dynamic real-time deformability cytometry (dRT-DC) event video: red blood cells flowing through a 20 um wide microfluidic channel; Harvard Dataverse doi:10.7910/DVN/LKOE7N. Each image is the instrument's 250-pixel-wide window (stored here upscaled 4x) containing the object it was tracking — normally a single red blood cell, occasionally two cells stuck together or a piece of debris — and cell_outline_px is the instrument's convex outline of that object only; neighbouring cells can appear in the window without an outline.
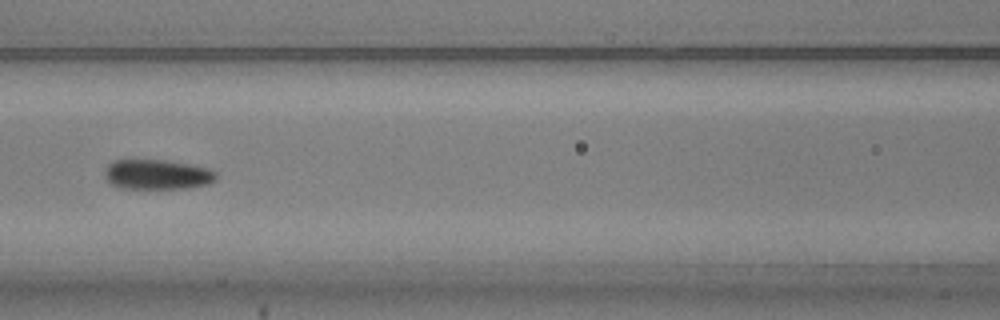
{"species": "common noctule bat (a hibernating species)", "species_latin": "Nyctalus noctula", "temperature_condition": "warm", "stored_images_in_passage": 7, "camera_frame_rate_fps": 3000, "um_per_image_px": 0.085, "animal": {"sex": "male", "body_mass_g": 20.5, "forearm_length_mm": 52.5}, "frame": {"image": 1, "passage_image": 7, "time_ms": 2.0, "image_size_px": [1000, 320], "cell_outline_px": [[216, 180], [208, 184], [188, 188], [120, 188], [112, 184], [104, 176], [104, 168], [112, 160], [168, 160], [208, 168], [216, 172]], "centroid_in_image_um": [13.34, 14.82], "position_along_channel_um": 153.3, "area_um2": 19.48}}